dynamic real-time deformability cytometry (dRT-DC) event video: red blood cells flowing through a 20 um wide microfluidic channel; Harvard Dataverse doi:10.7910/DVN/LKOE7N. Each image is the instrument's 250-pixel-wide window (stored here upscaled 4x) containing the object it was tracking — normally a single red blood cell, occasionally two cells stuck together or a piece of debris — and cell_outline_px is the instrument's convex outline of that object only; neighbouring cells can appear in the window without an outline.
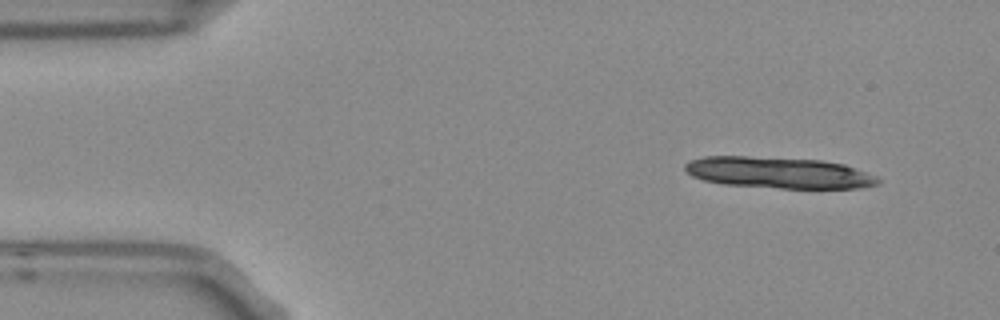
{"species": "Egyptian fruit bat (a non-hibernating species)", "species_latin": "Rousettus aegyptiacus", "temperature_condition": "room temperature", "stored_images_in_passage": 5, "camera_frame_rate_fps": 3000, "um_per_image_px": 0.085, "frame": {"image": 1, "passage_image": 1, "time_ms": 0.0, "image_size_px": [1000, 320], "cell_outline_px": [[880, 184], [860, 188], [780, 188], [724, 184], [704, 180], [692, 176], [684, 168], [684, 164], [692, 160], [704, 156], [748, 156], [820, 160], [844, 164], [876, 176], [880, 180]], "centroid_in_image_um": [66.19, 14.67], "position_along_channel_um": 18.8, "area_um2": 35.08}}
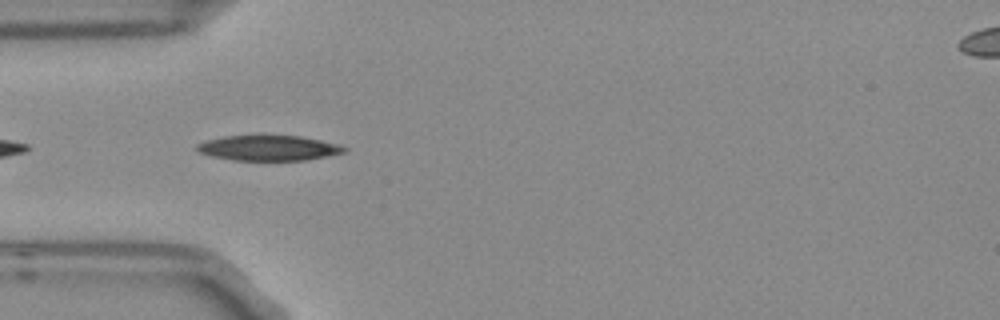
{"frame": {"image": 2, "passage_image": 4, "time_ms": 1.0, "image_size_px": [1000, 320], "cell_outline_px": [[348, 148], [344, 152], [304, 160], [232, 160], [212, 156], [200, 152], [196, 148], [196, 144], [208, 140], [224, 136], [300, 136], [320, 140], [336, 144]], "centroid_in_image_um": [22.8, 12.58], "position_along_channel_um": 62.2, "area_um2": 21.21}}
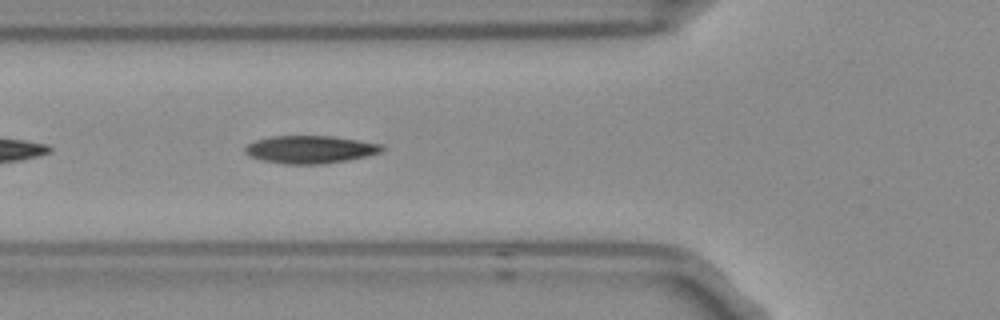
{"frame": {"image": 3, "passage_image": 5, "time_ms": 1.333, "image_size_px": [1000, 320], "cell_outline_px": [[384, 148], [380, 152], [368, 156], [348, 160], [320, 164], [288, 164], [264, 160], [248, 156], [244, 152], [244, 148], [248, 144], [256, 140], [272, 136], [332, 136], [380, 144]], "centroid_in_image_um": [26.34, 12.7], "position_along_channel_um": 99.5, "area_um2": 21.91}}